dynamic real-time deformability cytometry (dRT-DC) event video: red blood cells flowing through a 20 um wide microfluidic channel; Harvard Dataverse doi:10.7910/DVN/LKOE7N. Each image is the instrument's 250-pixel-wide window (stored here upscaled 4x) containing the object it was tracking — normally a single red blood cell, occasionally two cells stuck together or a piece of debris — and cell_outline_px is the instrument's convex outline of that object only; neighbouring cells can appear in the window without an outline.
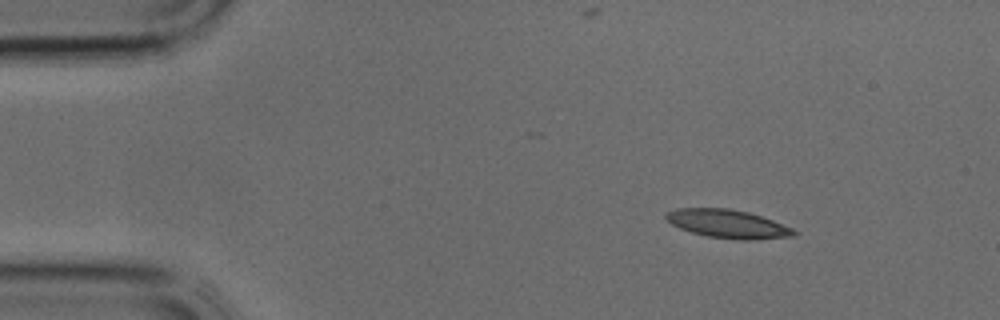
{"species": "common noctule bat (a hibernating species)", "species_latin": "Nyctalus noctula", "temperature_condition": "cold", "stored_images_in_passage": 37, "camera_frame_rate_fps": 3000, "um_per_image_px": 0.085, "animal": {"sex": "male", "body_mass_g": 17.9, "forearm_length_mm": 54.2}, "frame": {"image": 1, "passage_image": 4, "time_ms": 1.0, "image_size_px": [1000, 320], "cell_outline_px": [[796, 236], [752, 240], [736, 240], [708, 236], [692, 232], [680, 228], [672, 224], [664, 216], [668, 212], [676, 208], [728, 208], [748, 212], [772, 220], [792, 228], [796, 232]], "centroid_in_image_um": [61.87, 19.03], "position_along_channel_um": 23.1, "area_um2": 21.04}}
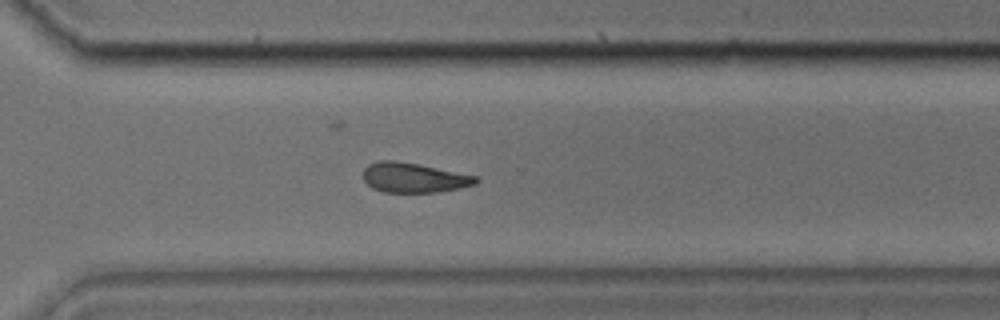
{"frame": {"image": 2, "passage_image": 26, "time_ms": 8.333, "image_size_px": [1000, 320], "cell_outline_px": [[480, 180], [476, 184], [460, 188], [440, 192], [384, 192], [372, 188], [364, 180], [364, 168], [368, 164], [380, 160], [392, 160], [420, 164], [476, 176]], "centroid_in_image_um": [35.18, 15.1], "position_along_channel_um": 335.4, "area_um2": 19.59}}
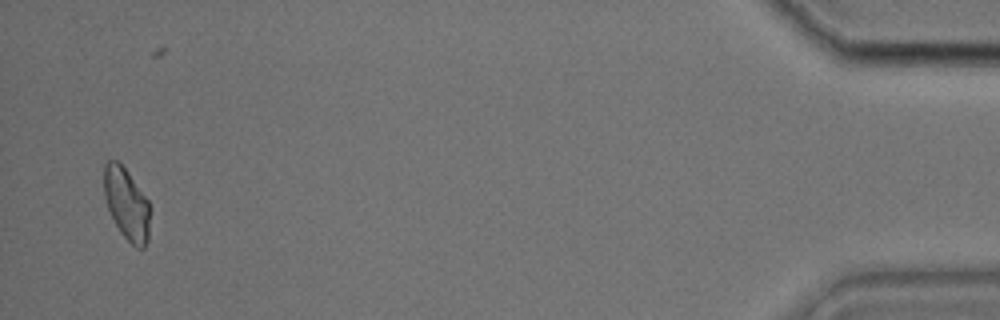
{"frame": {"image": 3, "passage_image": 36, "time_ms": 11.667, "image_size_px": [1000, 320], "cell_outline_px": [[148, 240], [144, 248], [136, 248], [120, 232], [108, 208], [104, 196], [104, 164], [108, 160], [116, 160], [124, 168], [148, 200]], "centroid_in_image_um": [10.74, 17.33], "position_along_channel_um": 424.5, "area_um2": 18.73}}